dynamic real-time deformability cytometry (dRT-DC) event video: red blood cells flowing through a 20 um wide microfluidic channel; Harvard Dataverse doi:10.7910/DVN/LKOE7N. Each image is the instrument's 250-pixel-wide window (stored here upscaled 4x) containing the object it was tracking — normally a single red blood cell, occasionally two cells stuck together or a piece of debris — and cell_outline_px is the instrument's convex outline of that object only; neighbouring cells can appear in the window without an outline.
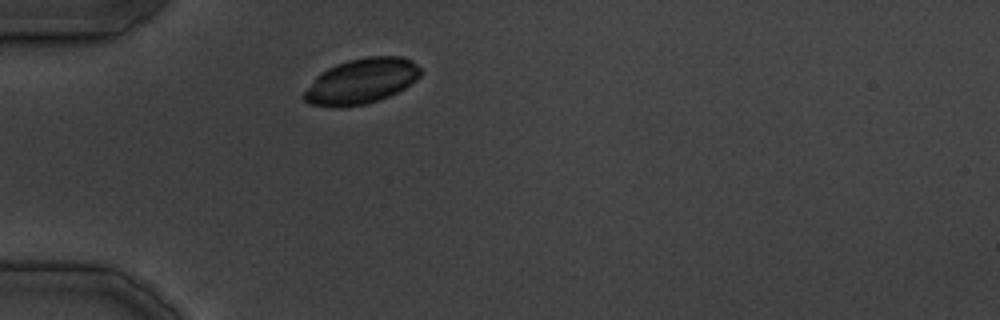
{"species": "common noctule bat (a hibernating species)", "species_latin": "Nyctalus noctula", "temperature_condition": "cold", "stored_images_in_passage": 27, "camera_frame_rate_fps": 3000, "um_per_image_px": 0.085, "animal": {"sex": "male", "body_mass_g": 19.5, "forearm_length_mm": 54.6}, "frame": {"image": 1, "passage_image": 1, "time_ms": 0.0, "image_size_px": [1000, 320], "cell_outline_px": [[420, 76], [416, 80], [404, 88], [388, 96], [364, 104], [336, 108], [308, 104], [300, 96], [316, 76], [320, 72], [336, 64], [348, 60], [368, 56], [400, 56], [412, 60], [420, 68]], "centroid_in_image_um": [30.67, 6.9], "position_along_channel_um": 54.3, "area_um2": 30.81}}
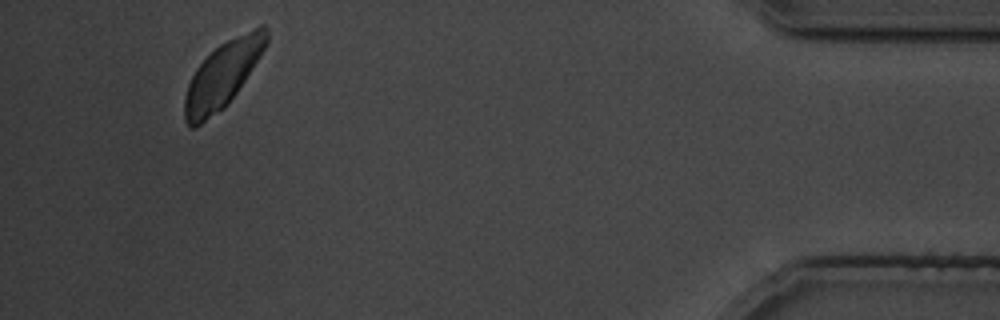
{"frame": {"image": 2, "passage_image": 25, "time_ms": 30.333, "image_size_px": [1000, 320], "cell_outline_px": [[268, 40], [264, 48], [244, 80], [236, 92], [224, 108], [196, 128], [188, 128], [184, 120], [184, 96], [188, 84], [196, 68], [220, 44], [260, 24], [264, 24], [268, 28]], "centroid_in_image_um": [18.89, 6.4], "position_along_channel_um": 416.3, "area_um2": 31.04}}